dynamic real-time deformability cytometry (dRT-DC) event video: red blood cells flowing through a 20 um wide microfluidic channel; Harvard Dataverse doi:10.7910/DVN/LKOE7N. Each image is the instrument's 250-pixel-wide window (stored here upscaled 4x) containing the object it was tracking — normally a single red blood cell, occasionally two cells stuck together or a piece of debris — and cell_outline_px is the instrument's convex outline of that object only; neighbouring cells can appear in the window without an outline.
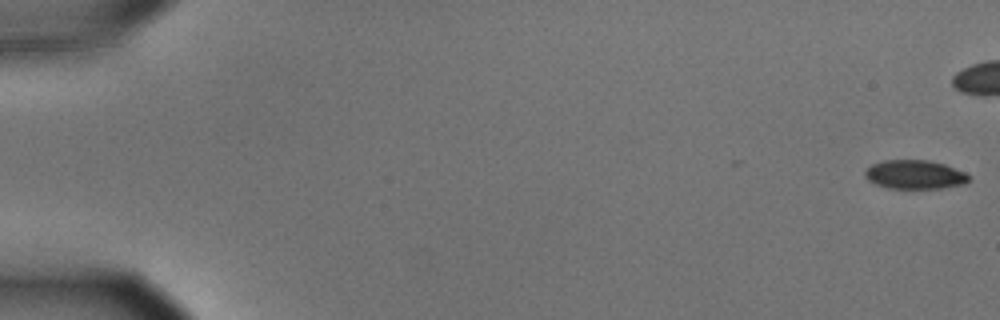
{"species": "common noctule bat (a hibernating species)", "species_latin": "Nyctalus noctula", "temperature_condition": "cold", "stored_images_in_passage": 47, "camera_frame_rate_fps": 3000, "um_per_image_px": 0.085, "animal": {"sex": "male", "body_mass_g": 15.6}, "frame": {"image": 1, "passage_image": 1, "time_ms": 0.0, "image_size_px": [1000, 320], "cell_outline_px": [[968, 180], [964, 184], [940, 188], [888, 188], [876, 184], [868, 180], [864, 176], [864, 172], [872, 164], [884, 160], [928, 160], [944, 164], [964, 172], [968, 176]], "centroid_in_image_um": [77.72, 14.83], "position_along_channel_um": 7.3, "area_um2": 17.28}}
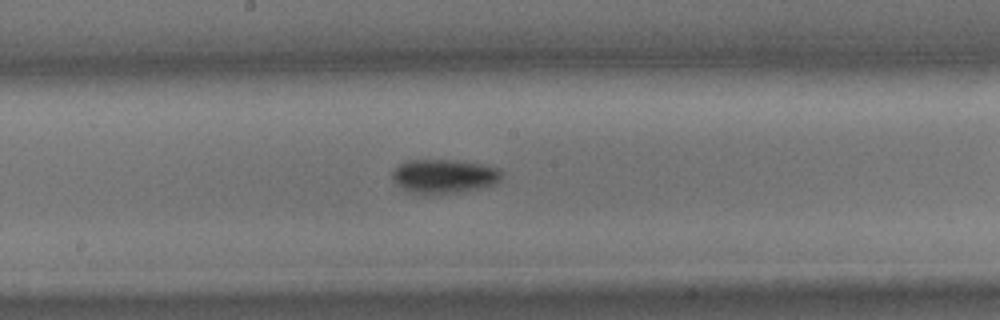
{"frame": {"image": 2, "passage_image": 31, "time_ms": 10.0, "image_size_px": [1000, 320], "cell_outline_px": [[504, 176], [496, 184], [480, 188], [460, 192], [432, 196], [428, 196], [412, 192], [396, 184], [392, 180], [392, 172], [400, 164], [408, 160], [456, 160], [484, 164], [500, 168]], "centroid_in_image_um": [37.79, 15.0], "position_along_channel_um": 210.4, "area_um2": 22.2}}
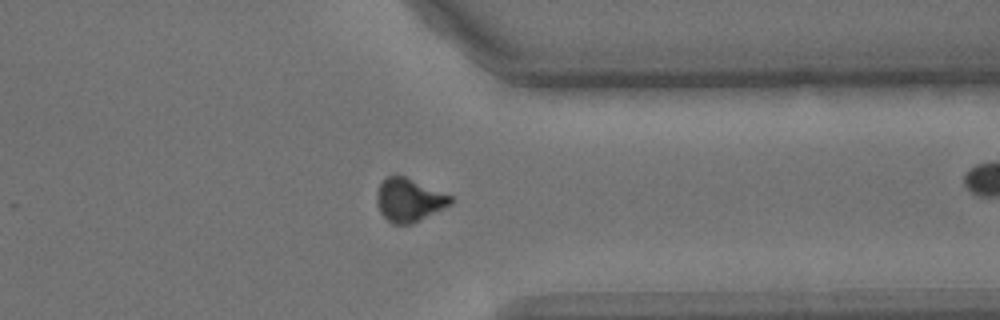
{"frame": {"image": 3, "passage_image": 45, "time_ms": 14.667, "image_size_px": [1000, 320], "cell_outline_px": [[452, 204], [412, 224], [392, 224], [380, 212], [376, 204], [376, 196], [380, 184], [388, 176], [404, 176], [452, 196]], "centroid_in_image_um": [34.76, 17.02], "position_along_channel_um": 376.6, "area_um2": 18.38}}